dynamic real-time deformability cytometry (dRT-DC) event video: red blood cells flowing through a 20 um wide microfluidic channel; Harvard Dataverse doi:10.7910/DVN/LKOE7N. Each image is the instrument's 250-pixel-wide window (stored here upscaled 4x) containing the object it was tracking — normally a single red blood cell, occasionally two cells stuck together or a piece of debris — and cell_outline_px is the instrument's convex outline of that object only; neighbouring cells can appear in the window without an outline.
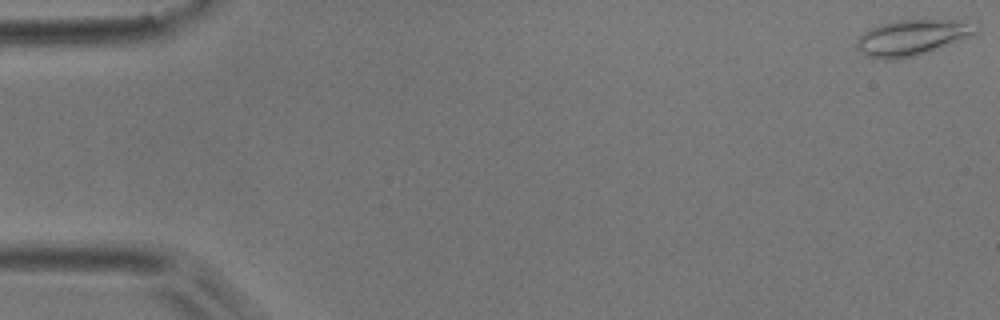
{"species": "common noctule bat (a hibernating species)", "species_latin": "Nyctalus noctula", "temperature_condition": "room temperature", "stored_images_in_passage": 54, "camera_frame_rate_fps": 3000, "um_per_image_px": 0.085, "animal": {"sex": "male", "body_mass_g": 17.9}, "frame": {"image": 1, "passage_image": 1, "time_ms": 0.0, "image_size_px": [1000, 320], "cell_outline_px": [[980, 32], [928, 52], [916, 56], [888, 60], [884, 60], [868, 56], [856, 44], [856, 40], [868, 28], [880, 24], [896, 20], [948, 20], [980, 24]], "centroid_in_image_um": [77.55, 3.18], "position_along_channel_um": 7.4, "area_um2": 24.62}}
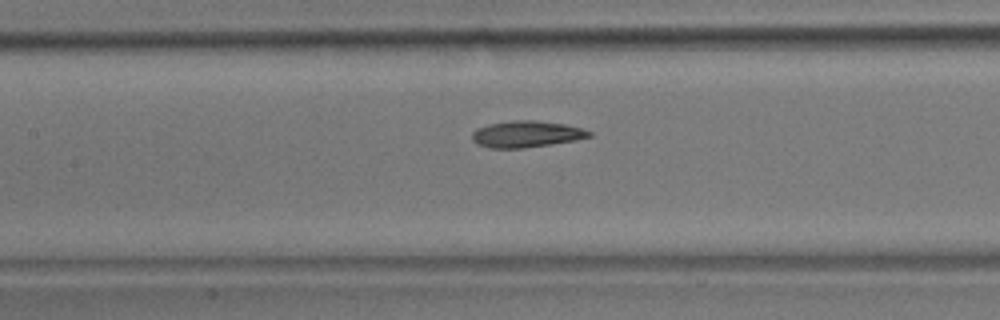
{"frame": {"image": 2, "passage_image": 25, "time_ms": 8.0, "image_size_px": [1000, 320], "cell_outline_px": [[592, 136], [576, 140], [552, 144], [524, 148], [492, 148], [476, 144], [472, 140], [472, 132], [476, 128], [488, 124], [512, 120], [536, 120], [564, 124], [580, 128], [592, 132]], "centroid_in_image_um": [44.72, 11.4], "position_along_channel_um": 162.7, "area_um2": 18.15}}
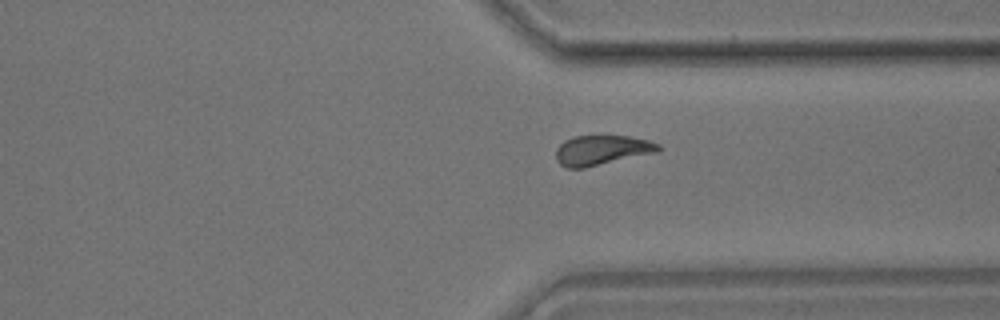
{"frame": {"image": 3, "passage_image": 41, "time_ms": 13.333, "image_size_px": [1000, 320], "cell_outline_px": [[660, 152], [584, 168], [568, 168], [560, 164], [556, 160], [556, 148], [564, 140], [576, 136], [628, 136], [648, 140], [660, 144]], "centroid_in_image_um": [51.17, 12.77], "position_along_channel_um": 360.2, "area_um2": 17.92}, "authors_computed_cell_mechanics": {"area_um2": 17.9758, "velocity_mm_per_s": 3.7103, "shape_relaxation_time_tau1_ms": 6.2882, "shape_relaxation_time_tau2_ms": 4.104, "deformation_change_tau1": 0.1864, "deformation_change_tau2": 0.1215}}